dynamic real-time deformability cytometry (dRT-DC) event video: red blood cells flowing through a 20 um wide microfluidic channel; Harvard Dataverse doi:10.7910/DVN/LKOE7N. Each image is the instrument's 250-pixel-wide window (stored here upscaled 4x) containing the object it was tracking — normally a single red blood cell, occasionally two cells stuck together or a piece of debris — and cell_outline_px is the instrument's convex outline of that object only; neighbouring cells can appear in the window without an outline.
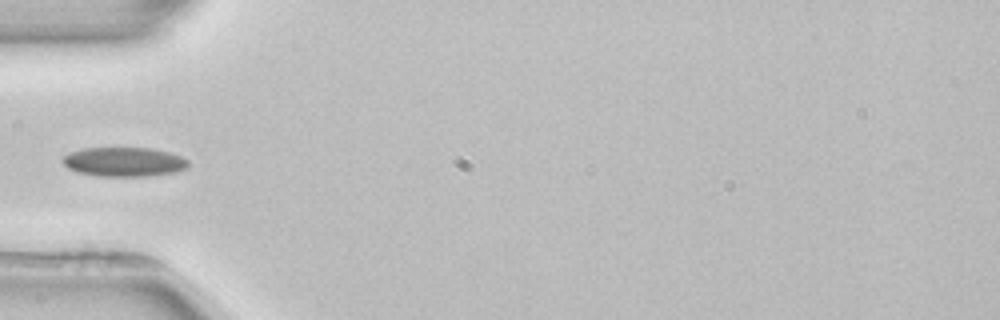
{"species": "common noctule bat (a hibernating species)", "species_latin": "Nyctalus noctula", "temperature_condition": "room temperature", "stored_images_in_passage": 4, "camera_frame_rate_fps": 3000, "um_per_image_px": 0.085, "animal": {"sex": "female", "body_mass_g": 22.7, "forearm_length_mm": 54.2}, "frame": {"image": 1, "passage_image": 4, "time_ms": 4.333, "image_size_px": [1000, 320], "cell_outline_px": [[188, 168], [172, 172], [148, 176], [96, 176], [80, 172], [68, 168], [60, 160], [68, 152], [84, 148], [148, 148], [168, 152], [180, 156], [188, 160]], "centroid_in_image_um": [10.51, 13.75], "position_along_channel_um": 74.5, "area_um2": 21.33}}